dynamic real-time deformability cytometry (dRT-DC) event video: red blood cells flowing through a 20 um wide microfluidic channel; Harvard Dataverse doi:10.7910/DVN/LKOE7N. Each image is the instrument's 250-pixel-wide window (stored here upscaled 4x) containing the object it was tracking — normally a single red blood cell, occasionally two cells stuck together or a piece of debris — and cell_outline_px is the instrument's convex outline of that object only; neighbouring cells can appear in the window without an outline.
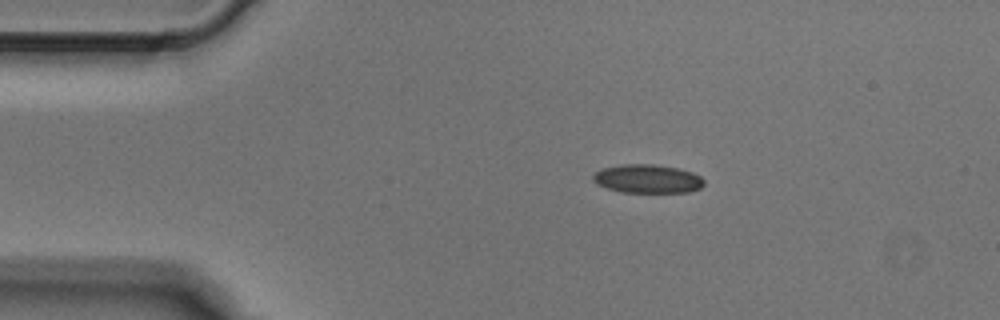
{"species": "Egyptian fruit bat (a non-hibernating species)", "species_latin": "Rousettus aegyptiacus", "temperature_condition": "cold", "stored_images_in_passage": 3, "camera_frame_rate_fps": 3000, "um_per_image_px": 0.085, "animal": {"sex": "male"}, "frame": {"image": 1, "passage_image": 1, "time_ms": 0.0, "image_size_px": [1000, 320], "cell_outline_px": [[704, 184], [700, 188], [688, 192], [620, 192], [596, 184], [592, 180], [592, 176], [600, 168], [620, 164], [652, 164], [676, 168], [692, 172], [700, 176], [704, 180]], "centroid_in_image_um": [55.0, 15.19], "position_along_channel_um": 30.0, "area_um2": 18.55}}
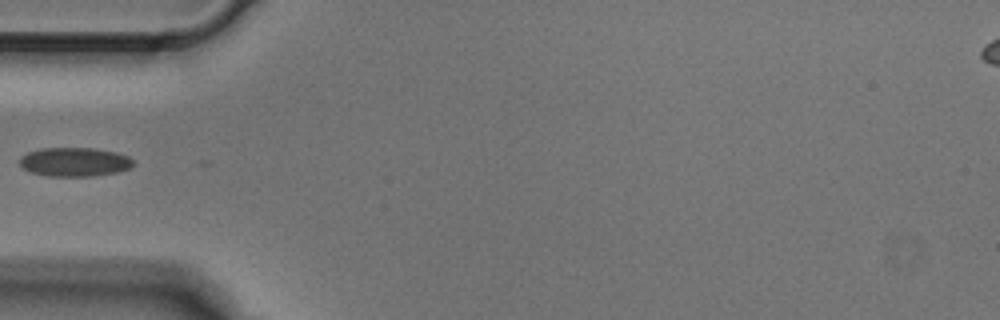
{"frame": {"image": 2, "passage_image": 3, "time_ms": 0.667, "image_size_px": [1000, 320], "cell_outline_px": [[132, 168], [116, 172], [88, 176], [48, 176], [32, 172], [24, 168], [20, 164], [20, 156], [28, 152], [40, 148], [92, 148], [116, 152], [128, 156], [132, 160]], "centroid_in_image_um": [6.33, 13.76], "position_along_channel_um": 78.7, "area_um2": 19.02}}